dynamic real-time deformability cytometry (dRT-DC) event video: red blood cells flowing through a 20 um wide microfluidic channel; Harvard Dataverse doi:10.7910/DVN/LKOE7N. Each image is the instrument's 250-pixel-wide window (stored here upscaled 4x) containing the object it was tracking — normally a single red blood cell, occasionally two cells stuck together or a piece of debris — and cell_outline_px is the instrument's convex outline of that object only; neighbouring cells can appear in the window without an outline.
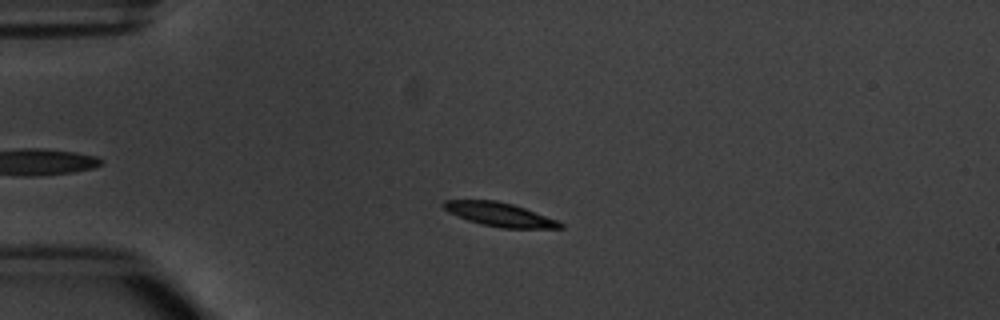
{"species": "common noctule bat (a hibernating species)", "species_latin": "Nyctalus noctula", "temperature_condition": "warm", "stored_images_in_passage": 4, "camera_frame_rate_fps": 3000, "um_per_image_px": 0.085, "animal": {"sex": "male", "body_mass_g": 20.1, "forearm_length_mm": 53.5}, "frame": {"image": 1, "passage_image": 3, "time_ms": 2.667, "image_size_px": [1000, 320], "cell_outline_px": [[564, 228], [500, 228], [480, 224], [468, 220], [448, 212], [440, 204], [444, 200], [496, 200], [512, 204], [560, 220], [564, 224]], "centroid_in_image_um": [42.49, 18.23], "position_along_channel_um": 42.5, "area_um2": 16.3}}